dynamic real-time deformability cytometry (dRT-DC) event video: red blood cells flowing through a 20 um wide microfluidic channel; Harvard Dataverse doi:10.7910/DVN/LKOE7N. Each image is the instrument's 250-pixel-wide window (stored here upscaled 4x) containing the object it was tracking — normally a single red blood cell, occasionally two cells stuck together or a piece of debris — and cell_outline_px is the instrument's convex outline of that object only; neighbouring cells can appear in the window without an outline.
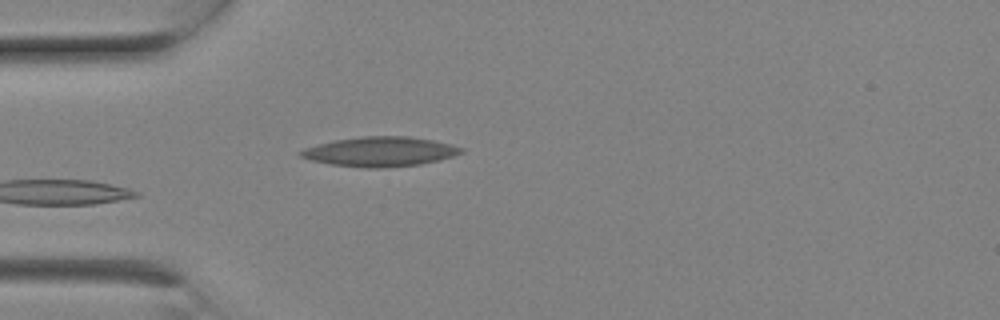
{"species": "Egyptian fruit bat (a non-hibernating species)", "species_latin": "Rousettus aegyptiacus", "temperature_condition": "room temperature", "stored_images_in_passage": 5, "camera_frame_rate_fps": 3000, "um_per_image_px": 0.085, "animal": {"sex": "female"}, "frame": {"image": 1, "passage_image": 5, "time_ms": 1.333, "image_size_px": [1000, 320], "cell_outline_px": [[464, 152], [440, 160], [420, 164], [384, 168], [364, 168], [332, 164], [312, 160], [300, 156], [296, 152], [304, 148], [316, 144], [336, 140], [360, 136], [408, 136], [432, 140], [452, 144], [464, 148]], "centroid_in_image_um": [32.31, 12.88], "position_along_channel_um": 52.7, "area_um2": 27.8}}